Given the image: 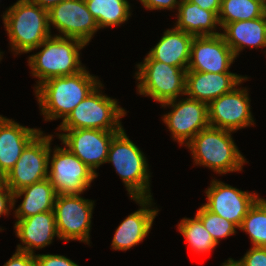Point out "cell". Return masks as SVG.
Returning <instances> with one entry per match:
<instances>
[{"label": "cell", "mask_w": 266, "mask_h": 266, "mask_svg": "<svg viewBox=\"0 0 266 266\" xmlns=\"http://www.w3.org/2000/svg\"><path fill=\"white\" fill-rule=\"evenodd\" d=\"M100 83L84 68L76 74L50 78L40 84L35 93L45 120L62 118L63 122Z\"/></svg>", "instance_id": "cell-1"}, {"label": "cell", "mask_w": 266, "mask_h": 266, "mask_svg": "<svg viewBox=\"0 0 266 266\" xmlns=\"http://www.w3.org/2000/svg\"><path fill=\"white\" fill-rule=\"evenodd\" d=\"M3 14L10 46L16 54L31 52L51 35L48 11L29 0H17Z\"/></svg>", "instance_id": "cell-2"}, {"label": "cell", "mask_w": 266, "mask_h": 266, "mask_svg": "<svg viewBox=\"0 0 266 266\" xmlns=\"http://www.w3.org/2000/svg\"><path fill=\"white\" fill-rule=\"evenodd\" d=\"M86 43L77 38H67L63 35H50L37 48L40 52L28 58L32 76L40 79L35 88L46 80L76 74L84 69L80 61L79 50Z\"/></svg>", "instance_id": "cell-3"}, {"label": "cell", "mask_w": 266, "mask_h": 266, "mask_svg": "<svg viewBox=\"0 0 266 266\" xmlns=\"http://www.w3.org/2000/svg\"><path fill=\"white\" fill-rule=\"evenodd\" d=\"M233 131L208 126L186 145L196 165L207 166L218 174L241 171L246 159L232 139Z\"/></svg>", "instance_id": "cell-4"}, {"label": "cell", "mask_w": 266, "mask_h": 266, "mask_svg": "<svg viewBox=\"0 0 266 266\" xmlns=\"http://www.w3.org/2000/svg\"><path fill=\"white\" fill-rule=\"evenodd\" d=\"M106 162L113 164L131 199L152 197L146 157L123 128L114 135Z\"/></svg>", "instance_id": "cell-5"}, {"label": "cell", "mask_w": 266, "mask_h": 266, "mask_svg": "<svg viewBox=\"0 0 266 266\" xmlns=\"http://www.w3.org/2000/svg\"><path fill=\"white\" fill-rule=\"evenodd\" d=\"M100 83L82 100L61 122L58 130L99 129L120 131L123 127L120 118L126 115L117 100L100 93Z\"/></svg>", "instance_id": "cell-6"}, {"label": "cell", "mask_w": 266, "mask_h": 266, "mask_svg": "<svg viewBox=\"0 0 266 266\" xmlns=\"http://www.w3.org/2000/svg\"><path fill=\"white\" fill-rule=\"evenodd\" d=\"M137 68L135 75L140 95L151 96L160 104L185 95L187 70L153 60L148 55Z\"/></svg>", "instance_id": "cell-7"}, {"label": "cell", "mask_w": 266, "mask_h": 266, "mask_svg": "<svg viewBox=\"0 0 266 266\" xmlns=\"http://www.w3.org/2000/svg\"><path fill=\"white\" fill-rule=\"evenodd\" d=\"M52 136H44L41 131L25 147L15 166L6 174L4 183L13 193L48 178Z\"/></svg>", "instance_id": "cell-8"}, {"label": "cell", "mask_w": 266, "mask_h": 266, "mask_svg": "<svg viewBox=\"0 0 266 266\" xmlns=\"http://www.w3.org/2000/svg\"><path fill=\"white\" fill-rule=\"evenodd\" d=\"M94 201L80 194L57 195L53 207L56 230L61 240L89 243Z\"/></svg>", "instance_id": "cell-9"}, {"label": "cell", "mask_w": 266, "mask_h": 266, "mask_svg": "<svg viewBox=\"0 0 266 266\" xmlns=\"http://www.w3.org/2000/svg\"><path fill=\"white\" fill-rule=\"evenodd\" d=\"M49 152L48 179L57 195L82 194L97 175L66 147ZM50 158L52 159L50 161ZM51 162V163H50Z\"/></svg>", "instance_id": "cell-10"}, {"label": "cell", "mask_w": 266, "mask_h": 266, "mask_svg": "<svg viewBox=\"0 0 266 266\" xmlns=\"http://www.w3.org/2000/svg\"><path fill=\"white\" fill-rule=\"evenodd\" d=\"M176 101L177 99H173L161 104L162 107H172L171 112L163 116V121L173 139L181 145H187L194 136L209 126L208 104L191 98Z\"/></svg>", "instance_id": "cell-11"}, {"label": "cell", "mask_w": 266, "mask_h": 266, "mask_svg": "<svg viewBox=\"0 0 266 266\" xmlns=\"http://www.w3.org/2000/svg\"><path fill=\"white\" fill-rule=\"evenodd\" d=\"M62 131L66 132L58 134L62 144L98 176L95 169L106 163L112 139L119 131L90 128Z\"/></svg>", "instance_id": "cell-12"}, {"label": "cell", "mask_w": 266, "mask_h": 266, "mask_svg": "<svg viewBox=\"0 0 266 266\" xmlns=\"http://www.w3.org/2000/svg\"><path fill=\"white\" fill-rule=\"evenodd\" d=\"M49 26L54 25L67 38L88 44L99 26L85 0H65L48 11ZM51 24V25H50Z\"/></svg>", "instance_id": "cell-13"}, {"label": "cell", "mask_w": 266, "mask_h": 266, "mask_svg": "<svg viewBox=\"0 0 266 266\" xmlns=\"http://www.w3.org/2000/svg\"><path fill=\"white\" fill-rule=\"evenodd\" d=\"M248 90L234 88L208 104L209 126L236 131L254 125Z\"/></svg>", "instance_id": "cell-14"}, {"label": "cell", "mask_w": 266, "mask_h": 266, "mask_svg": "<svg viewBox=\"0 0 266 266\" xmlns=\"http://www.w3.org/2000/svg\"><path fill=\"white\" fill-rule=\"evenodd\" d=\"M211 182L210 187L206 189L208 202L204 206L239 228L249 208L259 198V195L239 190L216 179Z\"/></svg>", "instance_id": "cell-15"}, {"label": "cell", "mask_w": 266, "mask_h": 266, "mask_svg": "<svg viewBox=\"0 0 266 266\" xmlns=\"http://www.w3.org/2000/svg\"><path fill=\"white\" fill-rule=\"evenodd\" d=\"M235 59L221 34L194 36L187 71L231 73L229 68Z\"/></svg>", "instance_id": "cell-16"}, {"label": "cell", "mask_w": 266, "mask_h": 266, "mask_svg": "<svg viewBox=\"0 0 266 266\" xmlns=\"http://www.w3.org/2000/svg\"><path fill=\"white\" fill-rule=\"evenodd\" d=\"M247 79L246 76L242 77L235 73L187 71L185 95L209 104L221 95L231 92Z\"/></svg>", "instance_id": "cell-17"}, {"label": "cell", "mask_w": 266, "mask_h": 266, "mask_svg": "<svg viewBox=\"0 0 266 266\" xmlns=\"http://www.w3.org/2000/svg\"><path fill=\"white\" fill-rule=\"evenodd\" d=\"M140 205V209L128 215L115 231L112 248L113 250L126 251L141 243L149 234L158 209H150L152 197L132 198Z\"/></svg>", "instance_id": "cell-18"}, {"label": "cell", "mask_w": 266, "mask_h": 266, "mask_svg": "<svg viewBox=\"0 0 266 266\" xmlns=\"http://www.w3.org/2000/svg\"><path fill=\"white\" fill-rule=\"evenodd\" d=\"M41 132L6 117L0 118V173L3 177L15 166L25 147Z\"/></svg>", "instance_id": "cell-19"}, {"label": "cell", "mask_w": 266, "mask_h": 266, "mask_svg": "<svg viewBox=\"0 0 266 266\" xmlns=\"http://www.w3.org/2000/svg\"><path fill=\"white\" fill-rule=\"evenodd\" d=\"M14 228L22 244L17 251L34 254V250L44 248L58 237L54 211L42 212L28 218L18 219ZM34 249V250H33Z\"/></svg>", "instance_id": "cell-20"}, {"label": "cell", "mask_w": 266, "mask_h": 266, "mask_svg": "<svg viewBox=\"0 0 266 266\" xmlns=\"http://www.w3.org/2000/svg\"><path fill=\"white\" fill-rule=\"evenodd\" d=\"M194 36L176 27L167 29L148 56L156 61L187 70Z\"/></svg>", "instance_id": "cell-21"}, {"label": "cell", "mask_w": 266, "mask_h": 266, "mask_svg": "<svg viewBox=\"0 0 266 266\" xmlns=\"http://www.w3.org/2000/svg\"><path fill=\"white\" fill-rule=\"evenodd\" d=\"M221 33L225 42L237 57L244 47H266V14L253 20L234 21L224 24Z\"/></svg>", "instance_id": "cell-22"}, {"label": "cell", "mask_w": 266, "mask_h": 266, "mask_svg": "<svg viewBox=\"0 0 266 266\" xmlns=\"http://www.w3.org/2000/svg\"><path fill=\"white\" fill-rule=\"evenodd\" d=\"M23 195L22 203L15 210V217L17 219H24L42 212L53 211L57 193L47 178L14 192L13 206H15L16 198Z\"/></svg>", "instance_id": "cell-23"}, {"label": "cell", "mask_w": 266, "mask_h": 266, "mask_svg": "<svg viewBox=\"0 0 266 266\" xmlns=\"http://www.w3.org/2000/svg\"><path fill=\"white\" fill-rule=\"evenodd\" d=\"M218 16L213 11L202 9L189 0H180L176 28L193 36H216Z\"/></svg>", "instance_id": "cell-24"}, {"label": "cell", "mask_w": 266, "mask_h": 266, "mask_svg": "<svg viewBox=\"0 0 266 266\" xmlns=\"http://www.w3.org/2000/svg\"><path fill=\"white\" fill-rule=\"evenodd\" d=\"M85 2L99 29L119 26L131 16L127 0H85Z\"/></svg>", "instance_id": "cell-25"}, {"label": "cell", "mask_w": 266, "mask_h": 266, "mask_svg": "<svg viewBox=\"0 0 266 266\" xmlns=\"http://www.w3.org/2000/svg\"><path fill=\"white\" fill-rule=\"evenodd\" d=\"M266 14V0H221L220 27L234 21L253 20Z\"/></svg>", "instance_id": "cell-26"}, {"label": "cell", "mask_w": 266, "mask_h": 266, "mask_svg": "<svg viewBox=\"0 0 266 266\" xmlns=\"http://www.w3.org/2000/svg\"><path fill=\"white\" fill-rule=\"evenodd\" d=\"M178 230L196 254L210 252L218 245L197 215L194 219L183 218L178 224Z\"/></svg>", "instance_id": "cell-27"}, {"label": "cell", "mask_w": 266, "mask_h": 266, "mask_svg": "<svg viewBox=\"0 0 266 266\" xmlns=\"http://www.w3.org/2000/svg\"><path fill=\"white\" fill-rule=\"evenodd\" d=\"M239 229L249 234L252 246L266 247V200L258 198L249 208Z\"/></svg>", "instance_id": "cell-28"}, {"label": "cell", "mask_w": 266, "mask_h": 266, "mask_svg": "<svg viewBox=\"0 0 266 266\" xmlns=\"http://www.w3.org/2000/svg\"><path fill=\"white\" fill-rule=\"evenodd\" d=\"M196 215L201 219L205 229L208 230L217 244L220 239L234 235L235 229L238 228L234 223L209 211L204 205L198 209Z\"/></svg>", "instance_id": "cell-29"}, {"label": "cell", "mask_w": 266, "mask_h": 266, "mask_svg": "<svg viewBox=\"0 0 266 266\" xmlns=\"http://www.w3.org/2000/svg\"><path fill=\"white\" fill-rule=\"evenodd\" d=\"M239 261L242 266H266V247L252 246Z\"/></svg>", "instance_id": "cell-30"}, {"label": "cell", "mask_w": 266, "mask_h": 266, "mask_svg": "<svg viewBox=\"0 0 266 266\" xmlns=\"http://www.w3.org/2000/svg\"><path fill=\"white\" fill-rule=\"evenodd\" d=\"M36 266H79L63 255L35 254Z\"/></svg>", "instance_id": "cell-31"}, {"label": "cell", "mask_w": 266, "mask_h": 266, "mask_svg": "<svg viewBox=\"0 0 266 266\" xmlns=\"http://www.w3.org/2000/svg\"><path fill=\"white\" fill-rule=\"evenodd\" d=\"M13 208V192L3 182L2 184H0V216L3 214L8 215L10 212L9 210Z\"/></svg>", "instance_id": "cell-32"}, {"label": "cell", "mask_w": 266, "mask_h": 266, "mask_svg": "<svg viewBox=\"0 0 266 266\" xmlns=\"http://www.w3.org/2000/svg\"><path fill=\"white\" fill-rule=\"evenodd\" d=\"M3 266H36L35 254L17 251Z\"/></svg>", "instance_id": "cell-33"}, {"label": "cell", "mask_w": 266, "mask_h": 266, "mask_svg": "<svg viewBox=\"0 0 266 266\" xmlns=\"http://www.w3.org/2000/svg\"><path fill=\"white\" fill-rule=\"evenodd\" d=\"M144 7L149 10L178 8V0H140Z\"/></svg>", "instance_id": "cell-34"}, {"label": "cell", "mask_w": 266, "mask_h": 266, "mask_svg": "<svg viewBox=\"0 0 266 266\" xmlns=\"http://www.w3.org/2000/svg\"><path fill=\"white\" fill-rule=\"evenodd\" d=\"M190 2L197 4L202 9L213 11L217 16L221 7V0H189Z\"/></svg>", "instance_id": "cell-35"}, {"label": "cell", "mask_w": 266, "mask_h": 266, "mask_svg": "<svg viewBox=\"0 0 266 266\" xmlns=\"http://www.w3.org/2000/svg\"><path fill=\"white\" fill-rule=\"evenodd\" d=\"M32 3L37 4L38 6L42 7L43 9L49 11L52 7L63 2L65 0H29Z\"/></svg>", "instance_id": "cell-36"}, {"label": "cell", "mask_w": 266, "mask_h": 266, "mask_svg": "<svg viewBox=\"0 0 266 266\" xmlns=\"http://www.w3.org/2000/svg\"><path fill=\"white\" fill-rule=\"evenodd\" d=\"M222 266H242V263L238 260L235 261L232 258H229V260H227V262L223 263Z\"/></svg>", "instance_id": "cell-37"}, {"label": "cell", "mask_w": 266, "mask_h": 266, "mask_svg": "<svg viewBox=\"0 0 266 266\" xmlns=\"http://www.w3.org/2000/svg\"><path fill=\"white\" fill-rule=\"evenodd\" d=\"M4 182V177L2 176V174L0 173V184H2Z\"/></svg>", "instance_id": "cell-38"}]
</instances>
